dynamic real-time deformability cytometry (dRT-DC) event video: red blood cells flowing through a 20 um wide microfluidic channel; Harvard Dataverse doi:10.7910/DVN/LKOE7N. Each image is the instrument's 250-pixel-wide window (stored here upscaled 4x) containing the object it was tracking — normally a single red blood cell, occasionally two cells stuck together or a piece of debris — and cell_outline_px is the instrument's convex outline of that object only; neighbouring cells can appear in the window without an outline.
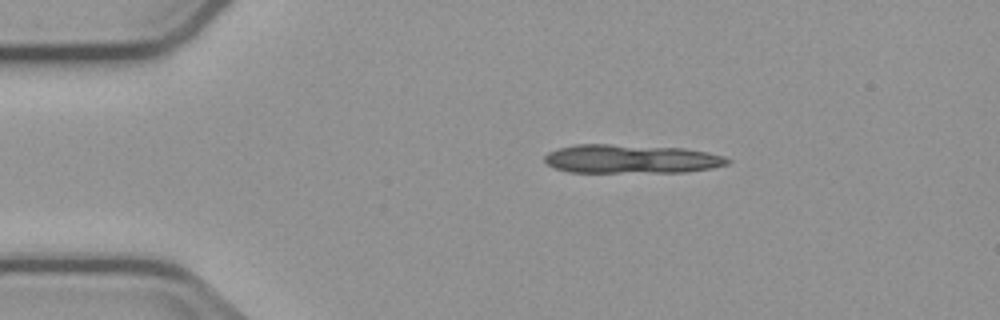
{"species": "common noctule bat (a hibernating species)", "species_latin": "Nyctalus noctula", "temperature_condition": "cold", "stored_images_in_passage": 2, "camera_frame_rate_fps": 3000, "um_per_image_px": 0.085, "animal": {"sex": "male", "body_mass_g": 23.1, "forearm_length_mm": 52.7}, "frame": {"image": 1, "passage_image": 1, "time_ms": 0.0, "image_size_px": [1000, 320], "cell_outline_px": [[732, 160], [728, 164], [712, 168], [684, 172], [568, 172], [556, 168], [548, 164], [544, 160], [544, 156], [548, 152], [560, 148], [576, 144], [612, 144], [684, 148], [708, 152], [724, 156]], "centroid_in_image_um": [53.67, 13.51], "position_along_channel_um": 31.3, "area_um2": 30.75}}